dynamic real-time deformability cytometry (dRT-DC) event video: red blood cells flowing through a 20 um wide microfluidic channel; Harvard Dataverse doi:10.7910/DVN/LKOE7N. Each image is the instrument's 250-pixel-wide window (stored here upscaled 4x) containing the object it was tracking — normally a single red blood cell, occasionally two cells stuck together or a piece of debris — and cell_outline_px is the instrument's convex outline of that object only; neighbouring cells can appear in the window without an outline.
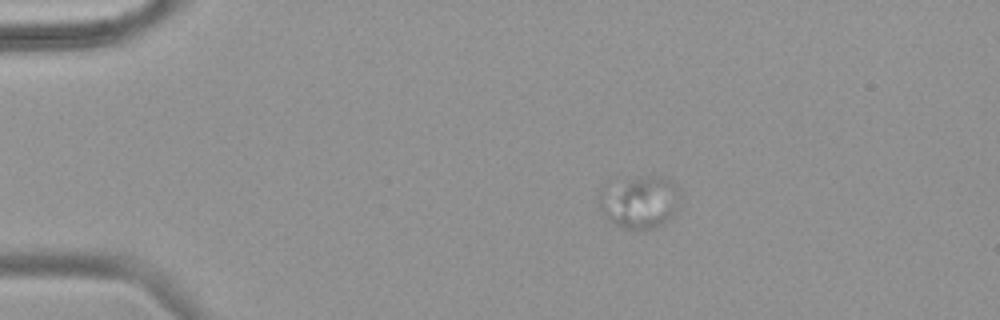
{"species": "common noctule bat (a hibernating species)", "species_latin": "Nyctalus noctula", "temperature_condition": "warm", "stored_images_in_passage": 59, "camera_frame_rate_fps": 3000, "um_per_image_px": 0.085, "animal": {"sex": "female", "body_mass_g": 18.4}, "frame": {"image": 1, "passage_image": 14, "time_ms": 4.333, "image_size_px": [1000, 320], "cell_outline_px": [[668, 216], [660, 224], [652, 228], [624, 228], [616, 224], [604, 212], [616, 196], [632, 180], [648, 176], [664, 176], [668, 180]], "centroid_in_image_um": [54.48, 17.3], "position_along_channel_um": 30.5, "area_um2": 18.38}}
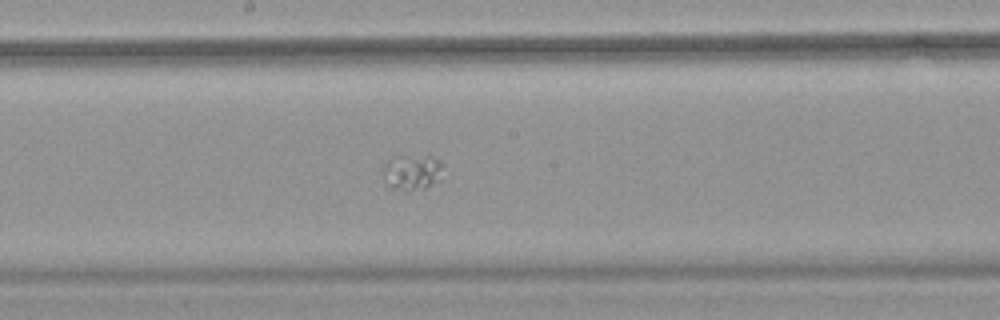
{"frame": {"image": 2, "passage_image": 34, "time_ms": 11.0, "image_size_px": [1000, 320], "cell_outline_px": [[444, 164], [440, 180], [424, 188], [408, 192], [392, 188], [388, 184], [380, 172], [384, 164], [400, 156], [428, 156], [440, 160]], "centroid_in_image_um": [35.04, 14.66], "position_along_channel_um": 213.2, "area_um2": 12.54}}
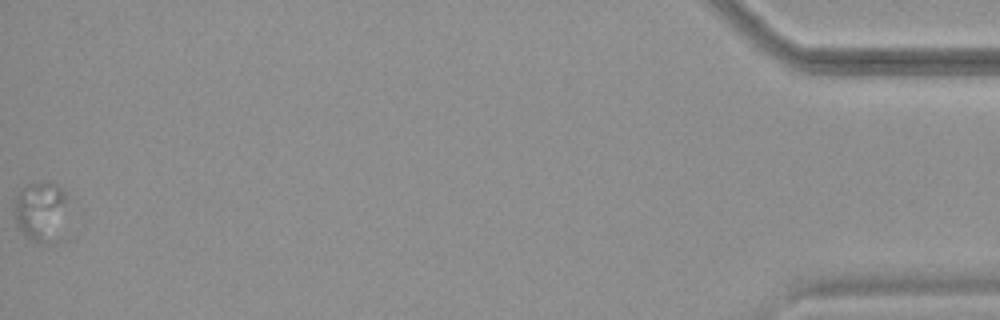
{"frame": {"image": 3, "passage_image": 59, "time_ms": 19.333, "image_size_px": [1000, 320], "cell_outline_px": [[64, 204], [40, 240], [32, 240], [16, 224], [16, 196], [28, 184], [56, 184], [64, 192]], "centroid_in_image_um": [3.24, 17.71], "position_along_channel_um": 432.0, "area_um2": 14.62}}